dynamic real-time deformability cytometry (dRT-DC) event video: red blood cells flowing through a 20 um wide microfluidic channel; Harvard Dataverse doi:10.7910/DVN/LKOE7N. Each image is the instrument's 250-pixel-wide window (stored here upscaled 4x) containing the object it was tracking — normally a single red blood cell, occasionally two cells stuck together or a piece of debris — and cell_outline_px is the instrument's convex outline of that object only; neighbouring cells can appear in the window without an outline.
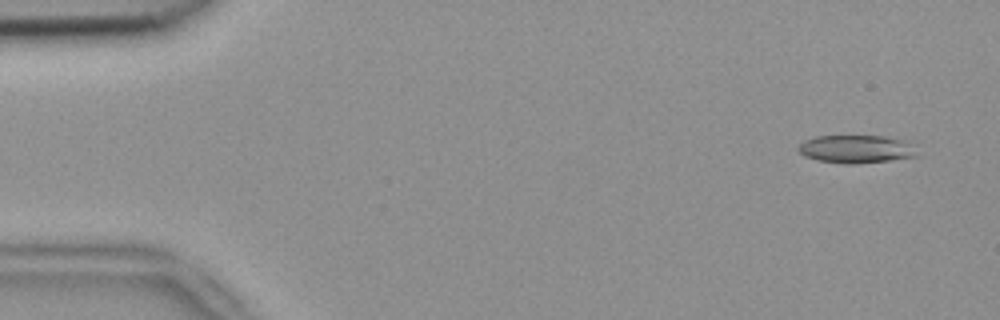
{"species": "common noctule bat (a hibernating species)", "species_latin": "Nyctalus noctula", "temperature_condition": "room temperature", "stored_images_in_passage": 15, "camera_frame_rate_fps": 3000, "um_per_image_px": 0.085, "animal": {"sex": "female", "body_mass_g": 18.4}, "frame": {"image": 1, "passage_image": 3, "time_ms": 0.667, "image_size_px": [1000, 320], "cell_outline_px": [[916, 156], [888, 160], [852, 164], [848, 164], [816, 160], [804, 156], [796, 148], [804, 140], [816, 136], [888, 136], [912, 140]], "centroid_in_image_um": [72.79, 12.65], "position_along_channel_um": 12.2, "area_um2": 19.54}}